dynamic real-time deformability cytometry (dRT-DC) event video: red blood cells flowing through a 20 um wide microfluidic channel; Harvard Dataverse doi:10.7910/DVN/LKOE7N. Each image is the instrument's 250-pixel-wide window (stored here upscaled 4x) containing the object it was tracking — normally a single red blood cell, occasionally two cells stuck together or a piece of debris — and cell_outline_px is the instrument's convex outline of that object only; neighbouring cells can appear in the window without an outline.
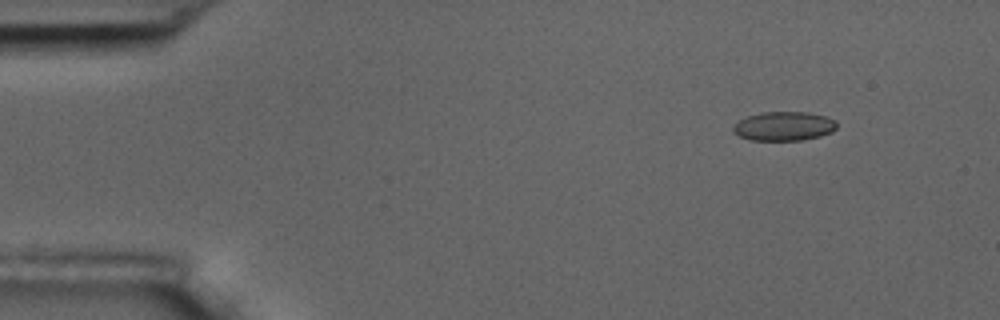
{"species": "common noctule bat (a hibernating species)", "species_latin": "Nyctalus noctula", "temperature_condition": "room temperature", "stored_images_in_passage": 6, "camera_frame_rate_fps": 3000, "um_per_image_px": 0.085, "animal": {"sex": "male", "body_mass_g": 17.5, "forearm_length_mm": 52.3}, "frame": {"image": 1, "passage_image": 2, "time_ms": 1.333, "image_size_px": [1000, 320], "cell_outline_px": [[836, 128], [832, 132], [820, 136], [800, 140], [752, 140], [740, 136], [732, 132], [732, 124], [748, 116], [760, 112], [808, 112], [828, 116], [836, 120]], "centroid_in_image_um": [66.63, 10.71], "position_along_channel_um": 18.4, "area_um2": 17.69}}
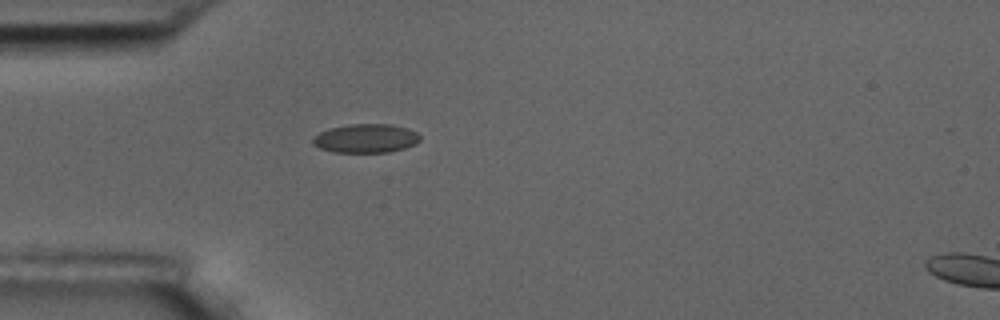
{"frame": {"image": 2, "passage_image": 5, "time_ms": 4.667, "image_size_px": [1000, 320], "cell_outline_px": [[420, 140], [416, 144], [404, 148], [388, 152], [332, 152], [320, 148], [312, 144], [312, 140], [320, 132], [328, 128], [352, 124], [392, 124], [408, 128], [416, 132], [420, 136]], "centroid_in_image_um": [31.11, 11.76], "position_along_channel_um": 53.9, "area_um2": 18.03}}